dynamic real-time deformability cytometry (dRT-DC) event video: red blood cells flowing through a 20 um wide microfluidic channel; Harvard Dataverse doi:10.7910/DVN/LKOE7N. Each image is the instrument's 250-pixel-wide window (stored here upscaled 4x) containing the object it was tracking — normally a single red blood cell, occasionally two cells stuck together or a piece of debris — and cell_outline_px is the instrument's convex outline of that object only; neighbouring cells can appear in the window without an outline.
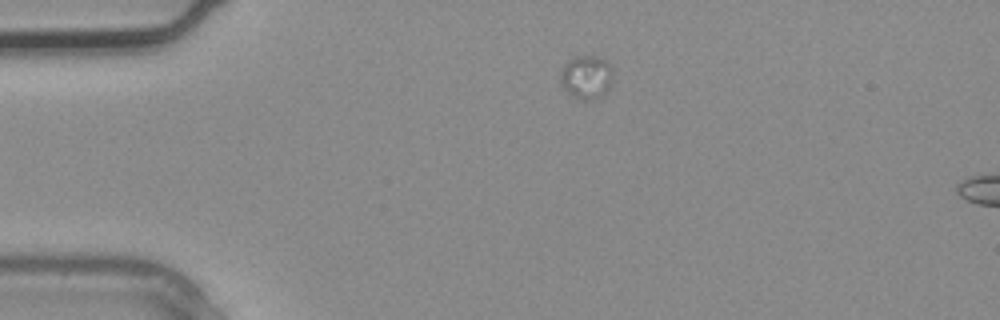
{"species": "common noctule bat (a hibernating species)", "species_latin": "Nyctalus noctula", "temperature_condition": "warm", "stored_images_in_passage": 2, "segment_of_instrument_passage": [2, 2], "camera_frame_rate_fps": 3000, "um_per_image_px": 0.085, "animal": {"sex": "male", "body_mass_g": 20.4}, "frame": {"image": 1, "passage_image": 2, "time_ms": 0.333, "image_size_px": [1000, 320], "cell_outline_px": [[612, 80], [608, 88], [596, 100], [584, 100], [572, 96], [560, 84], [560, 68], [568, 60], [576, 56], [596, 56], [604, 60], [612, 68]], "centroid_in_image_um": [49.81, 6.55], "position_along_channel_um": 35.2, "area_um2": 13.35}}